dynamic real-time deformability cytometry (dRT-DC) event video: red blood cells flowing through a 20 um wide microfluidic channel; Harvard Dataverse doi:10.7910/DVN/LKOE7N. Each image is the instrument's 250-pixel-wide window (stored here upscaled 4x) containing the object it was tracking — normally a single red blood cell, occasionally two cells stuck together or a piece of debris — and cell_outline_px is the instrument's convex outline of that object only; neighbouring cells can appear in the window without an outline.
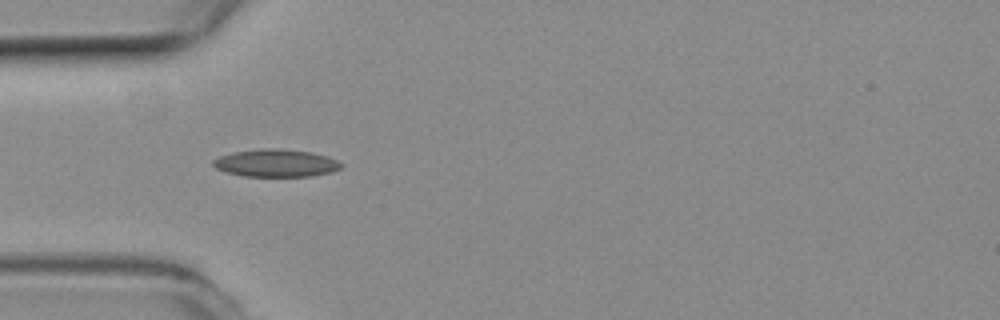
{"species": "common noctule bat (a hibernating species)", "species_latin": "Nyctalus noctula", "temperature_condition": "room temperature", "stored_images_in_passage": 23, "camera_frame_rate_fps": 3000, "um_per_image_px": 0.085, "animal": {"sex": "female", "body_mass_g": 19.3, "forearm_length_mm": 54.1}, "frame": {"image": 1, "passage_image": 4, "time_ms": 1.0, "image_size_px": [1000, 320], "cell_outline_px": [[344, 164], [340, 168], [332, 172], [312, 176], [244, 176], [224, 172], [216, 168], [212, 164], [212, 160], [220, 156], [232, 152], [260, 148], [280, 148], [312, 152], [328, 156]], "centroid_in_image_um": [23.45, 13.85], "position_along_channel_um": 61.5, "area_um2": 20.81}}
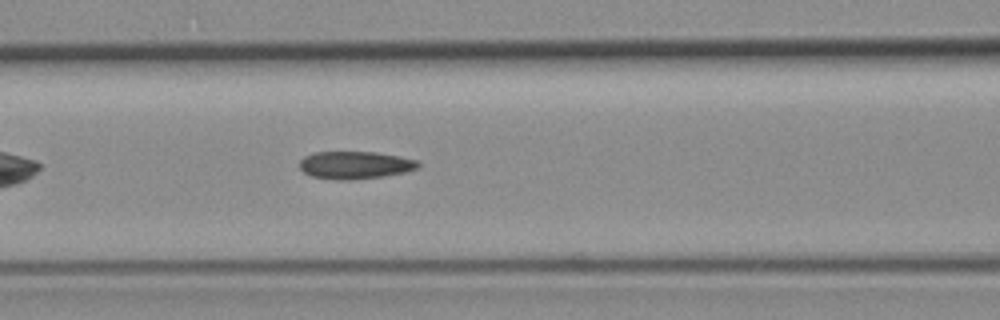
{"frame": {"image": 2, "passage_image": 10, "time_ms": 3.0, "image_size_px": [1000, 320], "cell_outline_px": [[420, 168], [404, 172], [384, 176], [348, 180], [336, 180], [312, 176], [304, 172], [300, 168], [300, 160], [304, 156], [316, 152], [376, 152], [400, 156], [416, 160], [420, 164]], "centroid_in_image_um": [30.19, 14.03], "position_along_channel_um": 136.4, "area_um2": 19.07}}
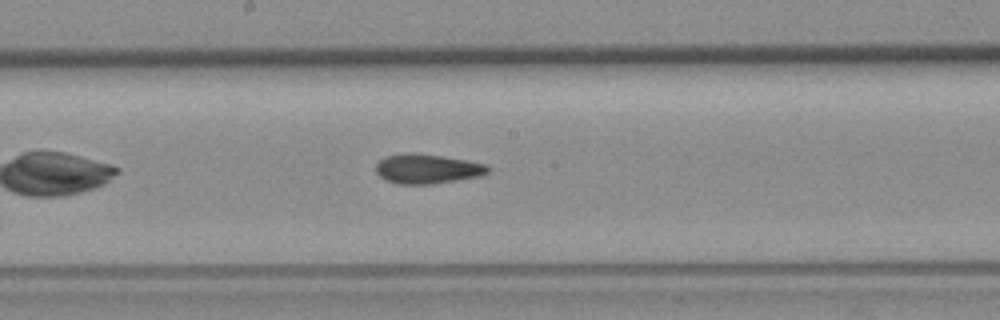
{"frame": {"image": 3, "passage_image": 16, "time_ms": 5.0, "image_size_px": [1000, 320], "cell_outline_px": [[492, 168], [488, 172], [480, 176], [456, 180], [428, 184], [400, 184], [384, 180], [376, 172], [376, 164], [380, 160], [388, 156], [440, 156], [488, 164]], "centroid_in_image_um": [36.38, 14.4], "position_along_channel_um": 211.8, "area_um2": 18.38}}